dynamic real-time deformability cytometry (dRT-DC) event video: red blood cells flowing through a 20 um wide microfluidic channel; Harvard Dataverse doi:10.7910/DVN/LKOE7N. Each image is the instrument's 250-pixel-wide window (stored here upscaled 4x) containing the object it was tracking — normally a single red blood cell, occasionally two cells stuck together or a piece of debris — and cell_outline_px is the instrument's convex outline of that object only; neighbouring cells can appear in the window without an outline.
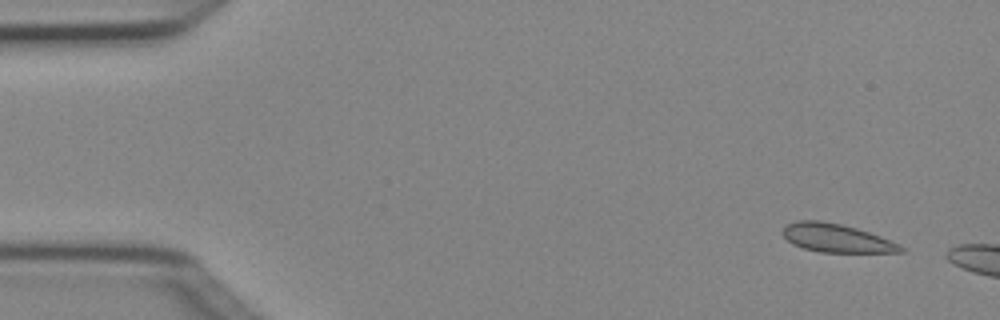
{"species": "Egyptian fruit bat (a non-hibernating species)", "species_latin": "Rousettus aegyptiacus", "temperature_condition": "cold", "stored_images_in_passage": 3, "camera_frame_rate_fps": 3000, "um_per_image_px": 0.085, "animal": {"sex": "female"}, "frame": {"image": 1, "passage_image": 1, "time_ms": 0.0, "image_size_px": [1000, 320], "cell_outline_px": [[904, 252], [820, 252], [804, 248], [792, 244], [780, 232], [788, 224], [796, 220], [820, 220], [840, 224], [856, 228], [880, 236], [900, 244], [904, 248]], "centroid_in_image_um": [71.08, 20.23], "position_along_channel_um": 13.9, "area_um2": 19.42}}